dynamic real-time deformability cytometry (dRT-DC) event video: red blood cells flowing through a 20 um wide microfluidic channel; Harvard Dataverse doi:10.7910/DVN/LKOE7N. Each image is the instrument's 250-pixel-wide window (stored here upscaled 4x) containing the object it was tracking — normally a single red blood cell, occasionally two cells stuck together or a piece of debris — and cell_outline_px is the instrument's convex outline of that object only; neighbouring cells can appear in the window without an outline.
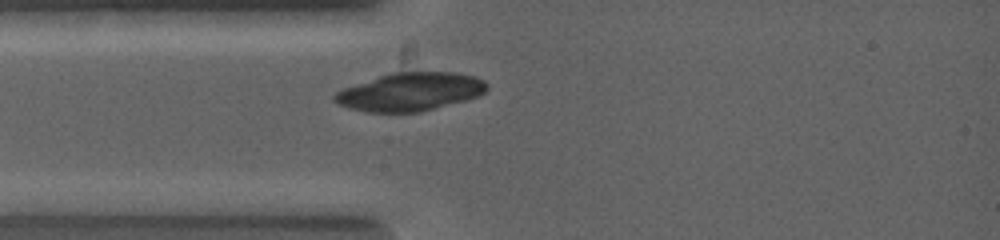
{"species": "common noctule bat (a hibernating species)", "species_latin": "Nyctalus noctula", "temperature_condition": "warm", "stored_images_in_passage": 13, "camera_frame_rate_fps": 5000, "um_per_image_px": 0.085, "animal": {"sex": "female", "body_mass_g": 19.0, "forearm_length_mm": 53.3}, "frame": {"image": 1, "passage_image": 1, "time_ms": 0.0, "image_size_px": [1000, 240], "cell_outline_px": [[488, 88], [484, 92], [476, 96], [464, 100], [420, 112], [368, 112], [348, 108], [332, 100], [332, 96], [336, 92], [344, 88], [380, 76], [400, 72], [452, 72], [472, 76], [484, 80], [488, 84]], "centroid_in_image_um": [34.85, 7.81], "position_along_channel_um": 50.1, "area_um2": 33.41}}